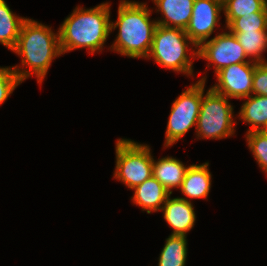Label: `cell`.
<instances>
[{
    "label": "cell",
    "instance_id": "cell-18",
    "mask_svg": "<svg viewBox=\"0 0 267 266\" xmlns=\"http://www.w3.org/2000/svg\"><path fill=\"white\" fill-rule=\"evenodd\" d=\"M243 47L247 57L257 63H267L262 56L267 49V31L231 32Z\"/></svg>",
    "mask_w": 267,
    "mask_h": 266
},
{
    "label": "cell",
    "instance_id": "cell-4",
    "mask_svg": "<svg viewBox=\"0 0 267 266\" xmlns=\"http://www.w3.org/2000/svg\"><path fill=\"white\" fill-rule=\"evenodd\" d=\"M188 44L193 45L195 50L198 49L184 29L157 25L147 58L152 57L162 67L177 73L192 75L193 60L191 61V58L198 57V50L191 51L192 57L188 56Z\"/></svg>",
    "mask_w": 267,
    "mask_h": 266
},
{
    "label": "cell",
    "instance_id": "cell-10",
    "mask_svg": "<svg viewBox=\"0 0 267 266\" xmlns=\"http://www.w3.org/2000/svg\"><path fill=\"white\" fill-rule=\"evenodd\" d=\"M221 10L222 0H194L191 19L184 31L197 47L207 41L219 26Z\"/></svg>",
    "mask_w": 267,
    "mask_h": 266
},
{
    "label": "cell",
    "instance_id": "cell-3",
    "mask_svg": "<svg viewBox=\"0 0 267 266\" xmlns=\"http://www.w3.org/2000/svg\"><path fill=\"white\" fill-rule=\"evenodd\" d=\"M151 10L146 3L121 0L118 18L111 22V32L119 28L112 50L131 58H147L157 21H150Z\"/></svg>",
    "mask_w": 267,
    "mask_h": 266
},
{
    "label": "cell",
    "instance_id": "cell-9",
    "mask_svg": "<svg viewBox=\"0 0 267 266\" xmlns=\"http://www.w3.org/2000/svg\"><path fill=\"white\" fill-rule=\"evenodd\" d=\"M257 62L232 64L216 73L218 83L211 88L227 98L244 99L252 94Z\"/></svg>",
    "mask_w": 267,
    "mask_h": 266
},
{
    "label": "cell",
    "instance_id": "cell-24",
    "mask_svg": "<svg viewBox=\"0 0 267 266\" xmlns=\"http://www.w3.org/2000/svg\"><path fill=\"white\" fill-rule=\"evenodd\" d=\"M252 94L267 96V63H258L255 66Z\"/></svg>",
    "mask_w": 267,
    "mask_h": 266
},
{
    "label": "cell",
    "instance_id": "cell-23",
    "mask_svg": "<svg viewBox=\"0 0 267 266\" xmlns=\"http://www.w3.org/2000/svg\"><path fill=\"white\" fill-rule=\"evenodd\" d=\"M22 82L12 67L0 68V105L5 102L14 89Z\"/></svg>",
    "mask_w": 267,
    "mask_h": 266
},
{
    "label": "cell",
    "instance_id": "cell-21",
    "mask_svg": "<svg viewBox=\"0 0 267 266\" xmlns=\"http://www.w3.org/2000/svg\"><path fill=\"white\" fill-rule=\"evenodd\" d=\"M226 28L230 32L267 31V12H254L236 18Z\"/></svg>",
    "mask_w": 267,
    "mask_h": 266
},
{
    "label": "cell",
    "instance_id": "cell-8",
    "mask_svg": "<svg viewBox=\"0 0 267 266\" xmlns=\"http://www.w3.org/2000/svg\"><path fill=\"white\" fill-rule=\"evenodd\" d=\"M197 50V58L206 59L208 61L207 67L214 65L215 73L232 64L254 62L249 59L248 61L245 60L247 56L243 47L230 31L220 33L214 38L203 42Z\"/></svg>",
    "mask_w": 267,
    "mask_h": 266
},
{
    "label": "cell",
    "instance_id": "cell-5",
    "mask_svg": "<svg viewBox=\"0 0 267 266\" xmlns=\"http://www.w3.org/2000/svg\"><path fill=\"white\" fill-rule=\"evenodd\" d=\"M199 81H203V96L197 119L196 135L203 139H222L234 135L236 123L233 120V107L228 102V98L212 88L204 96L206 76Z\"/></svg>",
    "mask_w": 267,
    "mask_h": 266
},
{
    "label": "cell",
    "instance_id": "cell-14",
    "mask_svg": "<svg viewBox=\"0 0 267 266\" xmlns=\"http://www.w3.org/2000/svg\"><path fill=\"white\" fill-rule=\"evenodd\" d=\"M209 163L190 165L185 173L184 180L180 187L181 192L187 199L205 198L207 199L211 189V173L208 169ZM189 198V199H188Z\"/></svg>",
    "mask_w": 267,
    "mask_h": 266
},
{
    "label": "cell",
    "instance_id": "cell-13",
    "mask_svg": "<svg viewBox=\"0 0 267 266\" xmlns=\"http://www.w3.org/2000/svg\"><path fill=\"white\" fill-rule=\"evenodd\" d=\"M132 200L134 204L142 207L143 211L150 214L152 211H161L170 193L153 176L133 189Z\"/></svg>",
    "mask_w": 267,
    "mask_h": 266
},
{
    "label": "cell",
    "instance_id": "cell-20",
    "mask_svg": "<svg viewBox=\"0 0 267 266\" xmlns=\"http://www.w3.org/2000/svg\"><path fill=\"white\" fill-rule=\"evenodd\" d=\"M267 0H223L226 27L236 18L254 12H267Z\"/></svg>",
    "mask_w": 267,
    "mask_h": 266
},
{
    "label": "cell",
    "instance_id": "cell-22",
    "mask_svg": "<svg viewBox=\"0 0 267 266\" xmlns=\"http://www.w3.org/2000/svg\"><path fill=\"white\" fill-rule=\"evenodd\" d=\"M246 140L259 167L267 173V131L247 133Z\"/></svg>",
    "mask_w": 267,
    "mask_h": 266
},
{
    "label": "cell",
    "instance_id": "cell-1",
    "mask_svg": "<svg viewBox=\"0 0 267 266\" xmlns=\"http://www.w3.org/2000/svg\"><path fill=\"white\" fill-rule=\"evenodd\" d=\"M12 51L22 58L23 67L12 66L19 80L23 82L35 74L38 83H42L52 60L62 54L59 33L55 34L51 27L27 18ZM25 66H28L29 70L24 69Z\"/></svg>",
    "mask_w": 267,
    "mask_h": 266
},
{
    "label": "cell",
    "instance_id": "cell-12",
    "mask_svg": "<svg viewBox=\"0 0 267 266\" xmlns=\"http://www.w3.org/2000/svg\"><path fill=\"white\" fill-rule=\"evenodd\" d=\"M157 11L163 13V19L157 25L186 29L191 19L194 0H152Z\"/></svg>",
    "mask_w": 267,
    "mask_h": 266
},
{
    "label": "cell",
    "instance_id": "cell-6",
    "mask_svg": "<svg viewBox=\"0 0 267 266\" xmlns=\"http://www.w3.org/2000/svg\"><path fill=\"white\" fill-rule=\"evenodd\" d=\"M115 146L116 179L129 189H134L153 176V157L147 144H139L125 138L118 139Z\"/></svg>",
    "mask_w": 267,
    "mask_h": 266
},
{
    "label": "cell",
    "instance_id": "cell-2",
    "mask_svg": "<svg viewBox=\"0 0 267 266\" xmlns=\"http://www.w3.org/2000/svg\"><path fill=\"white\" fill-rule=\"evenodd\" d=\"M111 32L110 4L101 3L90 9L76 7L59 27L62 54L87 48L93 55L103 49Z\"/></svg>",
    "mask_w": 267,
    "mask_h": 266
},
{
    "label": "cell",
    "instance_id": "cell-17",
    "mask_svg": "<svg viewBox=\"0 0 267 266\" xmlns=\"http://www.w3.org/2000/svg\"><path fill=\"white\" fill-rule=\"evenodd\" d=\"M26 19L15 15L5 0H0V43L13 50Z\"/></svg>",
    "mask_w": 267,
    "mask_h": 266
},
{
    "label": "cell",
    "instance_id": "cell-15",
    "mask_svg": "<svg viewBox=\"0 0 267 266\" xmlns=\"http://www.w3.org/2000/svg\"><path fill=\"white\" fill-rule=\"evenodd\" d=\"M180 160L170 156L157 161L153 159V177L156 178L165 189L172 194L173 188H180L187 169Z\"/></svg>",
    "mask_w": 267,
    "mask_h": 266
},
{
    "label": "cell",
    "instance_id": "cell-11",
    "mask_svg": "<svg viewBox=\"0 0 267 266\" xmlns=\"http://www.w3.org/2000/svg\"><path fill=\"white\" fill-rule=\"evenodd\" d=\"M162 212L165 221L173 229L171 235L186 236L195 225L194 207L184 197L170 198L169 195L162 207Z\"/></svg>",
    "mask_w": 267,
    "mask_h": 266
},
{
    "label": "cell",
    "instance_id": "cell-19",
    "mask_svg": "<svg viewBox=\"0 0 267 266\" xmlns=\"http://www.w3.org/2000/svg\"><path fill=\"white\" fill-rule=\"evenodd\" d=\"M187 236L170 235L159 256L158 266H185Z\"/></svg>",
    "mask_w": 267,
    "mask_h": 266
},
{
    "label": "cell",
    "instance_id": "cell-7",
    "mask_svg": "<svg viewBox=\"0 0 267 266\" xmlns=\"http://www.w3.org/2000/svg\"><path fill=\"white\" fill-rule=\"evenodd\" d=\"M203 96V81H197L173 102L165 134V147L180 140L188 130L197 125Z\"/></svg>",
    "mask_w": 267,
    "mask_h": 266
},
{
    "label": "cell",
    "instance_id": "cell-16",
    "mask_svg": "<svg viewBox=\"0 0 267 266\" xmlns=\"http://www.w3.org/2000/svg\"><path fill=\"white\" fill-rule=\"evenodd\" d=\"M241 106L239 118L251 125L247 133L267 131V96L250 95Z\"/></svg>",
    "mask_w": 267,
    "mask_h": 266
}]
</instances>
